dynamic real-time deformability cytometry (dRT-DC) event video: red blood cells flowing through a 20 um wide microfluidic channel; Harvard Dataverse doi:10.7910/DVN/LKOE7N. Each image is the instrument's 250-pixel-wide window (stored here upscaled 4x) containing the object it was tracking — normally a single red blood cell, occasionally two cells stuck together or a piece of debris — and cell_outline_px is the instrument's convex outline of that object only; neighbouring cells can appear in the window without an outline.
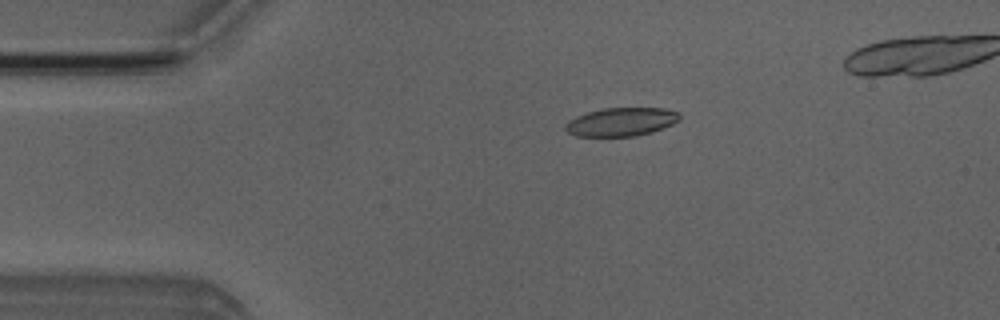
{"species": "Egyptian fruit bat (a non-hibernating species)", "species_latin": "Rousettus aegyptiacus", "temperature_condition": "room temperature", "stored_images_in_passage": 4, "camera_frame_rate_fps": 3000, "um_per_image_px": 0.085, "animal": {"sex": "male"}, "frame": {"image": 1, "passage_image": 2, "time_ms": 0.667, "image_size_px": [1000, 320], "cell_outline_px": [[680, 120], [672, 124], [652, 132], [636, 136], [576, 136], [568, 132], [564, 128], [564, 124], [568, 120], [576, 116], [588, 112], [604, 108], [664, 108], [676, 112], [680, 116]], "centroid_in_image_um": [52.78, 10.36], "position_along_channel_um": 32.2, "area_um2": 18.9}}